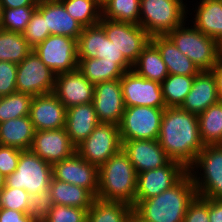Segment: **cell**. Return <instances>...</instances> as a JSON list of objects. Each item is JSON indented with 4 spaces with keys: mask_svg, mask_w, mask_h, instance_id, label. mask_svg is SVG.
I'll use <instances>...</instances> for the list:
<instances>
[{
    "mask_svg": "<svg viewBox=\"0 0 222 222\" xmlns=\"http://www.w3.org/2000/svg\"><path fill=\"white\" fill-rule=\"evenodd\" d=\"M157 140L171 160L187 169L205 146L200 137L198 115L180 107L164 109Z\"/></svg>",
    "mask_w": 222,
    "mask_h": 222,
    "instance_id": "obj_1",
    "label": "cell"
},
{
    "mask_svg": "<svg viewBox=\"0 0 222 222\" xmlns=\"http://www.w3.org/2000/svg\"><path fill=\"white\" fill-rule=\"evenodd\" d=\"M196 195L193 179L187 173L170 189L140 201L134 211L148 222H183L188 205Z\"/></svg>",
    "mask_w": 222,
    "mask_h": 222,
    "instance_id": "obj_2",
    "label": "cell"
},
{
    "mask_svg": "<svg viewBox=\"0 0 222 222\" xmlns=\"http://www.w3.org/2000/svg\"><path fill=\"white\" fill-rule=\"evenodd\" d=\"M137 173L127 154L121 149L98 168L96 198L135 204Z\"/></svg>",
    "mask_w": 222,
    "mask_h": 222,
    "instance_id": "obj_3",
    "label": "cell"
},
{
    "mask_svg": "<svg viewBox=\"0 0 222 222\" xmlns=\"http://www.w3.org/2000/svg\"><path fill=\"white\" fill-rule=\"evenodd\" d=\"M188 11L183 0H140L139 25L151 37L167 35L188 20Z\"/></svg>",
    "mask_w": 222,
    "mask_h": 222,
    "instance_id": "obj_4",
    "label": "cell"
},
{
    "mask_svg": "<svg viewBox=\"0 0 222 222\" xmlns=\"http://www.w3.org/2000/svg\"><path fill=\"white\" fill-rule=\"evenodd\" d=\"M186 22L169 32L167 36L200 71H210L219 60L218 42L203 34L193 24Z\"/></svg>",
    "mask_w": 222,
    "mask_h": 222,
    "instance_id": "obj_5",
    "label": "cell"
},
{
    "mask_svg": "<svg viewBox=\"0 0 222 222\" xmlns=\"http://www.w3.org/2000/svg\"><path fill=\"white\" fill-rule=\"evenodd\" d=\"M188 173L198 196L222 199V145H205Z\"/></svg>",
    "mask_w": 222,
    "mask_h": 222,
    "instance_id": "obj_6",
    "label": "cell"
},
{
    "mask_svg": "<svg viewBox=\"0 0 222 222\" xmlns=\"http://www.w3.org/2000/svg\"><path fill=\"white\" fill-rule=\"evenodd\" d=\"M52 177L51 164L31 150H23L16 170L5 177V186L24 189L29 194L37 193L39 195L41 191H50Z\"/></svg>",
    "mask_w": 222,
    "mask_h": 222,
    "instance_id": "obj_7",
    "label": "cell"
},
{
    "mask_svg": "<svg viewBox=\"0 0 222 222\" xmlns=\"http://www.w3.org/2000/svg\"><path fill=\"white\" fill-rule=\"evenodd\" d=\"M165 108L125 107L119 123L121 141L157 140Z\"/></svg>",
    "mask_w": 222,
    "mask_h": 222,
    "instance_id": "obj_8",
    "label": "cell"
},
{
    "mask_svg": "<svg viewBox=\"0 0 222 222\" xmlns=\"http://www.w3.org/2000/svg\"><path fill=\"white\" fill-rule=\"evenodd\" d=\"M122 149L119 126L99 123L91 134L76 147V152L98 168Z\"/></svg>",
    "mask_w": 222,
    "mask_h": 222,
    "instance_id": "obj_9",
    "label": "cell"
},
{
    "mask_svg": "<svg viewBox=\"0 0 222 222\" xmlns=\"http://www.w3.org/2000/svg\"><path fill=\"white\" fill-rule=\"evenodd\" d=\"M56 75L32 50L17 64V92L32 97L52 93L55 88Z\"/></svg>",
    "mask_w": 222,
    "mask_h": 222,
    "instance_id": "obj_10",
    "label": "cell"
},
{
    "mask_svg": "<svg viewBox=\"0 0 222 222\" xmlns=\"http://www.w3.org/2000/svg\"><path fill=\"white\" fill-rule=\"evenodd\" d=\"M33 50L56 74L78 69L77 39L65 35H50Z\"/></svg>",
    "mask_w": 222,
    "mask_h": 222,
    "instance_id": "obj_11",
    "label": "cell"
},
{
    "mask_svg": "<svg viewBox=\"0 0 222 222\" xmlns=\"http://www.w3.org/2000/svg\"><path fill=\"white\" fill-rule=\"evenodd\" d=\"M107 38L114 43L124 57L133 65L144 47L151 41V36L139 25L109 20L101 17L98 23Z\"/></svg>",
    "mask_w": 222,
    "mask_h": 222,
    "instance_id": "obj_12",
    "label": "cell"
},
{
    "mask_svg": "<svg viewBox=\"0 0 222 222\" xmlns=\"http://www.w3.org/2000/svg\"><path fill=\"white\" fill-rule=\"evenodd\" d=\"M78 60L83 58H104V61H116L125 71L133 65L124 57L122 51L111 42L104 29L99 25L84 27L78 40Z\"/></svg>",
    "mask_w": 222,
    "mask_h": 222,
    "instance_id": "obj_13",
    "label": "cell"
},
{
    "mask_svg": "<svg viewBox=\"0 0 222 222\" xmlns=\"http://www.w3.org/2000/svg\"><path fill=\"white\" fill-rule=\"evenodd\" d=\"M188 169L180 162L170 160L165 166L147 170L137 174L135 204L142 200L157 196L177 184Z\"/></svg>",
    "mask_w": 222,
    "mask_h": 222,
    "instance_id": "obj_14",
    "label": "cell"
},
{
    "mask_svg": "<svg viewBox=\"0 0 222 222\" xmlns=\"http://www.w3.org/2000/svg\"><path fill=\"white\" fill-rule=\"evenodd\" d=\"M120 84L125 107L166 108L159 82L143 78L131 69L120 78Z\"/></svg>",
    "mask_w": 222,
    "mask_h": 222,
    "instance_id": "obj_15",
    "label": "cell"
},
{
    "mask_svg": "<svg viewBox=\"0 0 222 222\" xmlns=\"http://www.w3.org/2000/svg\"><path fill=\"white\" fill-rule=\"evenodd\" d=\"M53 178L89 190L95 197L98 192V167L84 160L77 152L52 165Z\"/></svg>",
    "mask_w": 222,
    "mask_h": 222,
    "instance_id": "obj_16",
    "label": "cell"
},
{
    "mask_svg": "<svg viewBox=\"0 0 222 222\" xmlns=\"http://www.w3.org/2000/svg\"><path fill=\"white\" fill-rule=\"evenodd\" d=\"M93 105L100 123L119 125L125 111L120 79L95 84Z\"/></svg>",
    "mask_w": 222,
    "mask_h": 222,
    "instance_id": "obj_17",
    "label": "cell"
},
{
    "mask_svg": "<svg viewBox=\"0 0 222 222\" xmlns=\"http://www.w3.org/2000/svg\"><path fill=\"white\" fill-rule=\"evenodd\" d=\"M30 150L53 165L71 157L76 147L71 143L65 127L56 130L35 131Z\"/></svg>",
    "mask_w": 222,
    "mask_h": 222,
    "instance_id": "obj_18",
    "label": "cell"
},
{
    "mask_svg": "<svg viewBox=\"0 0 222 222\" xmlns=\"http://www.w3.org/2000/svg\"><path fill=\"white\" fill-rule=\"evenodd\" d=\"M95 84L78 69L56 75L53 93L66 108L93 103Z\"/></svg>",
    "mask_w": 222,
    "mask_h": 222,
    "instance_id": "obj_19",
    "label": "cell"
},
{
    "mask_svg": "<svg viewBox=\"0 0 222 222\" xmlns=\"http://www.w3.org/2000/svg\"><path fill=\"white\" fill-rule=\"evenodd\" d=\"M66 113L67 108L53 92L32 98L29 116L36 131L64 128Z\"/></svg>",
    "mask_w": 222,
    "mask_h": 222,
    "instance_id": "obj_20",
    "label": "cell"
},
{
    "mask_svg": "<svg viewBox=\"0 0 222 222\" xmlns=\"http://www.w3.org/2000/svg\"><path fill=\"white\" fill-rule=\"evenodd\" d=\"M122 150L127 154L137 174L165 166L171 160L158 140L122 141Z\"/></svg>",
    "mask_w": 222,
    "mask_h": 222,
    "instance_id": "obj_21",
    "label": "cell"
},
{
    "mask_svg": "<svg viewBox=\"0 0 222 222\" xmlns=\"http://www.w3.org/2000/svg\"><path fill=\"white\" fill-rule=\"evenodd\" d=\"M216 79L211 71H200L180 108L196 115L219 102Z\"/></svg>",
    "mask_w": 222,
    "mask_h": 222,
    "instance_id": "obj_22",
    "label": "cell"
},
{
    "mask_svg": "<svg viewBox=\"0 0 222 222\" xmlns=\"http://www.w3.org/2000/svg\"><path fill=\"white\" fill-rule=\"evenodd\" d=\"M36 9L45 18L50 35H65L78 40L84 27L66 11L59 0L38 2Z\"/></svg>",
    "mask_w": 222,
    "mask_h": 222,
    "instance_id": "obj_23",
    "label": "cell"
},
{
    "mask_svg": "<svg viewBox=\"0 0 222 222\" xmlns=\"http://www.w3.org/2000/svg\"><path fill=\"white\" fill-rule=\"evenodd\" d=\"M99 123L93 103L67 108L65 129L75 147L81 144Z\"/></svg>",
    "mask_w": 222,
    "mask_h": 222,
    "instance_id": "obj_24",
    "label": "cell"
},
{
    "mask_svg": "<svg viewBox=\"0 0 222 222\" xmlns=\"http://www.w3.org/2000/svg\"><path fill=\"white\" fill-rule=\"evenodd\" d=\"M151 41L159 49L169 74L196 76L200 72L199 68L178 50L167 35L152 36Z\"/></svg>",
    "mask_w": 222,
    "mask_h": 222,
    "instance_id": "obj_25",
    "label": "cell"
},
{
    "mask_svg": "<svg viewBox=\"0 0 222 222\" xmlns=\"http://www.w3.org/2000/svg\"><path fill=\"white\" fill-rule=\"evenodd\" d=\"M199 1L190 24L218 42L222 38V0Z\"/></svg>",
    "mask_w": 222,
    "mask_h": 222,
    "instance_id": "obj_26",
    "label": "cell"
},
{
    "mask_svg": "<svg viewBox=\"0 0 222 222\" xmlns=\"http://www.w3.org/2000/svg\"><path fill=\"white\" fill-rule=\"evenodd\" d=\"M35 131L30 116L9 119L0 123V145L30 150Z\"/></svg>",
    "mask_w": 222,
    "mask_h": 222,
    "instance_id": "obj_27",
    "label": "cell"
},
{
    "mask_svg": "<svg viewBox=\"0 0 222 222\" xmlns=\"http://www.w3.org/2000/svg\"><path fill=\"white\" fill-rule=\"evenodd\" d=\"M52 202L54 205L61 204L65 206L88 209L96 198L89 190L62 182L52 177L49 187Z\"/></svg>",
    "mask_w": 222,
    "mask_h": 222,
    "instance_id": "obj_28",
    "label": "cell"
},
{
    "mask_svg": "<svg viewBox=\"0 0 222 222\" xmlns=\"http://www.w3.org/2000/svg\"><path fill=\"white\" fill-rule=\"evenodd\" d=\"M132 70L148 80L160 84L169 75L166 64L157 46L150 41L133 64Z\"/></svg>",
    "mask_w": 222,
    "mask_h": 222,
    "instance_id": "obj_29",
    "label": "cell"
},
{
    "mask_svg": "<svg viewBox=\"0 0 222 222\" xmlns=\"http://www.w3.org/2000/svg\"><path fill=\"white\" fill-rule=\"evenodd\" d=\"M133 206L121 201L95 198L87 211V222H128Z\"/></svg>",
    "mask_w": 222,
    "mask_h": 222,
    "instance_id": "obj_30",
    "label": "cell"
},
{
    "mask_svg": "<svg viewBox=\"0 0 222 222\" xmlns=\"http://www.w3.org/2000/svg\"><path fill=\"white\" fill-rule=\"evenodd\" d=\"M78 70L93 84L120 79L125 73L116 61H104V58L78 60Z\"/></svg>",
    "mask_w": 222,
    "mask_h": 222,
    "instance_id": "obj_31",
    "label": "cell"
},
{
    "mask_svg": "<svg viewBox=\"0 0 222 222\" xmlns=\"http://www.w3.org/2000/svg\"><path fill=\"white\" fill-rule=\"evenodd\" d=\"M200 137L204 145H222V102L198 115Z\"/></svg>",
    "mask_w": 222,
    "mask_h": 222,
    "instance_id": "obj_32",
    "label": "cell"
},
{
    "mask_svg": "<svg viewBox=\"0 0 222 222\" xmlns=\"http://www.w3.org/2000/svg\"><path fill=\"white\" fill-rule=\"evenodd\" d=\"M32 50L23 33L0 29V61L19 64Z\"/></svg>",
    "mask_w": 222,
    "mask_h": 222,
    "instance_id": "obj_33",
    "label": "cell"
},
{
    "mask_svg": "<svg viewBox=\"0 0 222 222\" xmlns=\"http://www.w3.org/2000/svg\"><path fill=\"white\" fill-rule=\"evenodd\" d=\"M195 76L169 74L161 83L166 107H180L190 92Z\"/></svg>",
    "mask_w": 222,
    "mask_h": 222,
    "instance_id": "obj_34",
    "label": "cell"
},
{
    "mask_svg": "<svg viewBox=\"0 0 222 222\" xmlns=\"http://www.w3.org/2000/svg\"><path fill=\"white\" fill-rule=\"evenodd\" d=\"M101 7L102 18L139 24L140 0H106Z\"/></svg>",
    "mask_w": 222,
    "mask_h": 222,
    "instance_id": "obj_35",
    "label": "cell"
},
{
    "mask_svg": "<svg viewBox=\"0 0 222 222\" xmlns=\"http://www.w3.org/2000/svg\"><path fill=\"white\" fill-rule=\"evenodd\" d=\"M83 27L97 25L102 17L100 0H59Z\"/></svg>",
    "mask_w": 222,
    "mask_h": 222,
    "instance_id": "obj_36",
    "label": "cell"
},
{
    "mask_svg": "<svg viewBox=\"0 0 222 222\" xmlns=\"http://www.w3.org/2000/svg\"><path fill=\"white\" fill-rule=\"evenodd\" d=\"M32 96L13 92L0 97V123L18 117L29 116Z\"/></svg>",
    "mask_w": 222,
    "mask_h": 222,
    "instance_id": "obj_37",
    "label": "cell"
},
{
    "mask_svg": "<svg viewBox=\"0 0 222 222\" xmlns=\"http://www.w3.org/2000/svg\"><path fill=\"white\" fill-rule=\"evenodd\" d=\"M37 6L2 8L0 29L23 33Z\"/></svg>",
    "mask_w": 222,
    "mask_h": 222,
    "instance_id": "obj_38",
    "label": "cell"
},
{
    "mask_svg": "<svg viewBox=\"0 0 222 222\" xmlns=\"http://www.w3.org/2000/svg\"><path fill=\"white\" fill-rule=\"evenodd\" d=\"M30 194L24 189L4 186L0 191V208L28 213Z\"/></svg>",
    "mask_w": 222,
    "mask_h": 222,
    "instance_id": "obj_39",
    "label": "cell"
},
{
    "mask_svg": "<svg viewBox=\"0 0 222 222\" xmlns=\"http://www.w3.org/2000/svg\"><path fill=\"white\" fill-rule=\"evenodd\" d=\"M23 35L32 48H35L50 36L49 29H46L45 18L37 9L31 15Z\"/></svg>",
    "mask_w": 222,
    "mask_h": 222,
    "instance_id": "obj_40",
    "label": "cell"
},
{
    "mask_svg": "<svg viewBox=\"0 0 222 222\" xmlns=\"http://www.w3.org/2000/svg\"><path fill=\"white\" fill-rule=\"evenodd\" d=\"M42 222H87V210L78 207L53 205Z\"/></svg>",
    "mask_w": 222,
    "mask_h": 222,
    "instance_id": "obj_41",
    "label": "cell"
},
{
    "mask_svg": "<svg viewBox=\"0 0 222 222\" xmlns=\"http://www.w3.org/2000/svg\"><path fill=\"white\" fill-rule=\"evenodd\" d=\"M29 199L28 214H30L36 222H42L51 212L54 205L50 191H41L39 195L37 193L30 194Z\"/></svg>",
    "mask_w": 222,
    "mask_h": 222,
    "instance_id": "obj_42",
    "label": "cell"
},
{
    "mask_svg": "<svg viewBox=\"0 0 222 222\" xmlns=\"http://www.w3.org/2000/svg\"><path fill=\"white\" fill-rule=\"evenodd\" d=\"M17 64L0 61V97L16 92Z\"/></svg>",
    "mask_w": 222,
    "mask_h": 222,
    "instance_id": "obj_43",
    "label": "cell"
},
{
    "mask_svg": "<svg viewBox=\"0 0 222 222\" xmlns=\"http://www.w3.org/2000/svg\"><path fill=\"white\" fill-rule=\"evenodd\" d=\"M183 222H210L208 198H202L196 195L188 205Z\"/></svg>",
    "mask_w": 222,
    "mask_h": 222,
    "instance_id": "obj_44",
    "label": "cell"
},
{
    "mask_svg": "<svg viewBox=\"0 0 222 222\" xmlns=\"http://www.w3.org/2000/svg\"><path fill=\"white\" fill-rule=\"evenodd\" d=\"M22 151L15 147L0 145V172L5 177L16 170Z\"/></svg>",
    "mask_w": 222,
    "mask_h": 222,
    "instance_id": "obj_45",
    "label": "cell"
},
{
    "mask_svg": "<svg viewBox=\"0 0 222 222\" xmlns=\"http://www.w3.org/2000/svg\"><path fill=\"white\" fill-rule=\"evenodd\" d=\"M0 222H36L32 216L17 210L0 208Z\"/></svg>",
    "mask_w": 222,
    "mask_h": 222,
    "instance_id": "obj_46",
    "label": "cell"
},
{
    "mask_svg": "<svg viewBox=\"0 0 222 222\" xmlns=\"http://www.w3.org/2000/svg\"><path fill=\"white\" fill-rule=\"evenodd\" d=\"M208 214L210 222H222V199L208 198Z\"/></svg>",
    "mask_w": 222,
    "mask_h": 222,
    "instance_id": "obj_47",
    "label": "cell"
},
{
    "mask_svg": "<svg viewBox=\"0 0 222 222\" xmlns=\"http://www.w3.org/2000/svg\"><path fill=\"white\" fill-rule=\"evenodd\" d=\"M210 71L213 73L216 79V86L219 95V100L222 102V59L221 58H219L217 63Z\"/></svg>",
    "mask_w": 222,
    "mask_h": 222,
    "instance_id": "obj_48",
    "label": "cell"
},
{
    "mask_svg": "<svg viewBox=\"0 0 222 222\" xmlns=\"http://www.w3.org/2000/svg\"><path fill=\"white\" fill-rule=\"evenodd\" d=\"M2 8H18L24 6H37L36 0H0Z\"/></svg>",
    "mask_w": 222,
    "mask_h": 222,
    "instance_id": "obj_49",
    "label": "cell"
},
{
    "mask_svg": "<svg viewBox=\"0 0 222 222\" xmlns=\"http://www.w3.org/2000/svg\"><path fill=\"white\" fill-rule=\"evenodd\" d=\"M128 222H148L140 217L134 210L131 212Z\"/></svg>",
    "mask_w": 222,
    "mask_h": 222,
    "instance_id": "obj_50",
    "label": "cell"
},
{
    "mask_svg": "<svg viewBox=\"0 0 222 222\" xmlns=\"http://www.w3.org/2000/svg\"><path fill=\"white\" fill-rule=\"evenodd\" d=\"M5 186V176L0 172V191Z\"/></svg>",
    "mask_w": 222,
    "mask_h": 222,
    "instance_id": "obj_51",
    "label": "cell"
},
{
    "mask_svg": "<svg viewBox=\"0 0 222 222\" xmlns=\"http://www.w3.org/2000/svg\"><path fill=\"white\" fill-rule=\"evenodd\" d=\"M218 55L222 59V38L218 41Z\"/></svg>",
    "mask_w": 222,
    "mask_h": 222,
    "instance_id": "obj_52",
    "label": "cell"
},
{
    "mask_svg": "<svg viewBox=\"0 0 222 222\" xmlns=\"http://www.w3.org/2000/svg\"><path fill=\"white\" fill-rule=\"evenodd\" d=\"M1 20H2V5H1V2H0V24H1Z\"/></svg>",
    "mask_w": 222,
    "mask_h": 222,
    "instance_id": "obj_53",
    "label": "cell"
},
{
    "mask_svg": "<svg viewBox=\"0 0 222 222\" xmlns=\"http://www.w3.org/2000/svg\"><path fill=\"white\" fill-rule=\"evenodd\" d=\"M37 2H42V1H50V0H36Z\"/></svg>",
    "mask_w": 222,
    "mask_h": 222,
    "instance_id": "obj_54",
    "label": "cell"
},
{
    "mask_svg": "<svg viewBox=\"0 0 222 222\" xmlns=\"http://www.w3.org/2000/svg\"><path fill=\"white\" fill-rule=\"evenodd\" d=\"M106 0H100V2H101V5L105 2Z\"/></svg>",
    "mask_w": 222,
    "mask_h": 222,
    "instance_id": "obj_55",
    "label": "cell"
}]
</instances>
